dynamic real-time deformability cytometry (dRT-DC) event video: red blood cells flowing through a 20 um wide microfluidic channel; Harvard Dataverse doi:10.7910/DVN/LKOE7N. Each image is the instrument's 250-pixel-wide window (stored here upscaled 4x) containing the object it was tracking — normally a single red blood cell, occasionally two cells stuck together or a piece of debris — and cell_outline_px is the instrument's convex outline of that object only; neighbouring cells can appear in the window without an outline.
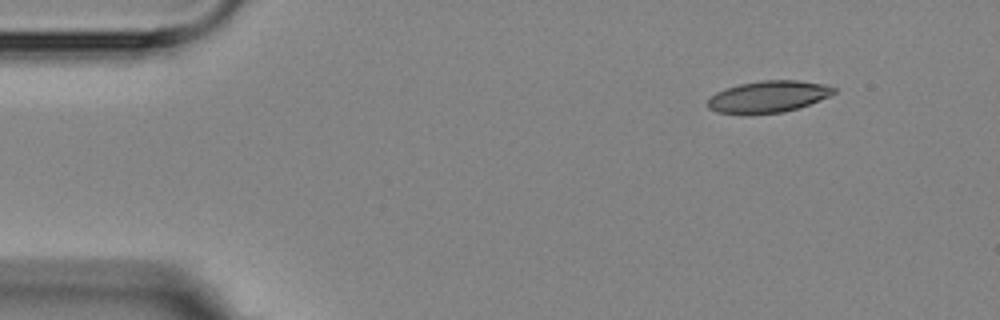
{"species": "Egyptian fruit bat (a non-hibernating species)", "species_latin": "Rousettus aegyptiacus", "temperature_condition": "room temperature", "stored_images_in_passage": 2, "camera_frame_rate_fps": 3000, "um_per_image_px": 0.085, "animal": {"sex": "female"}, "frame": {"image": 1, "passage_image": 2, "time_ms": 2.0, "image_size_px": [1000, 320], "cell_outline_px": [[836, 92], [820, 100], [784, 112], [716, 112], [708, 108], [704, 104], [716, 92], [740, 84], [760, 80], [796, 80], [824, 84], [836, 88]], "centroid_in_image_um": [65.31, 8.18], "position_along_channel_um": 19.7, "area_um2": 22.66}}